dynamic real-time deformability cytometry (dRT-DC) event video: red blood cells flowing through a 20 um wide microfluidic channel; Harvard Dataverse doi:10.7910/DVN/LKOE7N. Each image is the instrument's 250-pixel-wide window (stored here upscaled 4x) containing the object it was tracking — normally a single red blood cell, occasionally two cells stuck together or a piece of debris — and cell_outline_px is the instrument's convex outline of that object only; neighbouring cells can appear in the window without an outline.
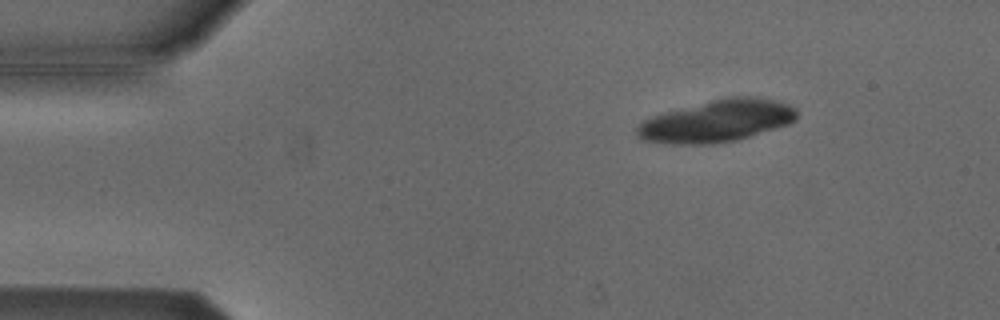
{"species": "Egyptian fruit bat (a non-hibernating species)", "species_latin": "Rousettus aegyptiacus", "temperature_condition": "cold", "stored_images_in_passage": 7, "camera_frame_rate_fps": 3000, "um_per_image_px": 0.085, "animal": {"sex": "male"}, "frame": {"image": 1, "passage_image": 3, "time_ms": 0.667, "image_size_px": [1000, 320], "cell_outline_px": [[796, 120], [788, 124], [736, 140], [712, 144], [672, 144], [640, 140], [636, 136], [636, 128], [644, 120], [652, 116], [664, 112], [728, 96], [748, 96], [772, 100], [788, 104], [796, 108]], "centroid_in_image_um": [60.9, 10.29], "position_along_channel_um": 24.1, "area_um2": 38.96}}
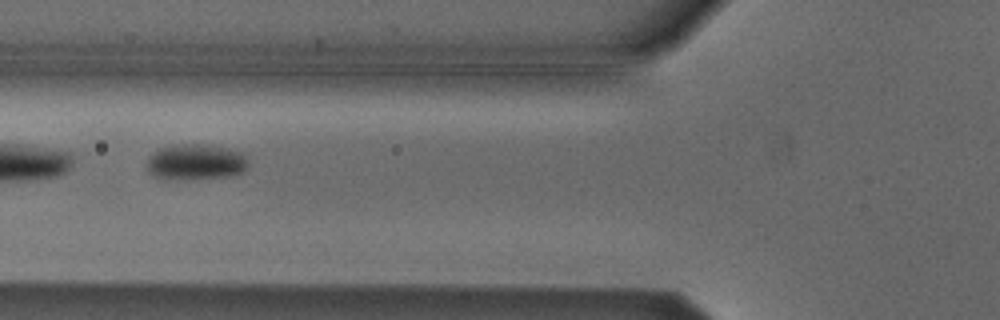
{"frame": {"image": 2, "passage_image": 6, "time_ms": 1.667, "image_size_px": [1000, 320], "cell_outline_px": [[248, 164], [244, 172], [232, 176], [172, 180], [164, 180], [152, 176], [144, 168], [148, 156], [152, 152], [160, 148], [172, 144], [208, 144], [228, 148], [244, 152]], "centroid_in_image_um": [16.58, 13.77], "position_along_channel_um": 109.2, "area_um2": 21.96}}
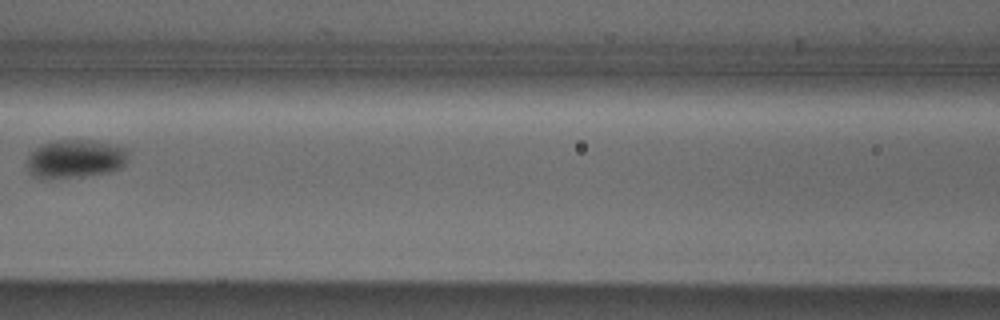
{"frame": {"image": 3, "passage_image": 7, "time_ms": 2.0, "image_size_px": [1000, 320], "cell_outline_px": [[128, 160], [120, 168], [104, 172], [80, 176], [48, 180], [44, 180], [32, 176], [28, 168], [28, 156], [40, 144], [56, 140], [92, 140], [112, 144], [124, 148], [128, 152]], "centroid_in_image_um": [6.36, 13.5], "position_along_channel_um": 160.2, "area_um2": 22.72}}